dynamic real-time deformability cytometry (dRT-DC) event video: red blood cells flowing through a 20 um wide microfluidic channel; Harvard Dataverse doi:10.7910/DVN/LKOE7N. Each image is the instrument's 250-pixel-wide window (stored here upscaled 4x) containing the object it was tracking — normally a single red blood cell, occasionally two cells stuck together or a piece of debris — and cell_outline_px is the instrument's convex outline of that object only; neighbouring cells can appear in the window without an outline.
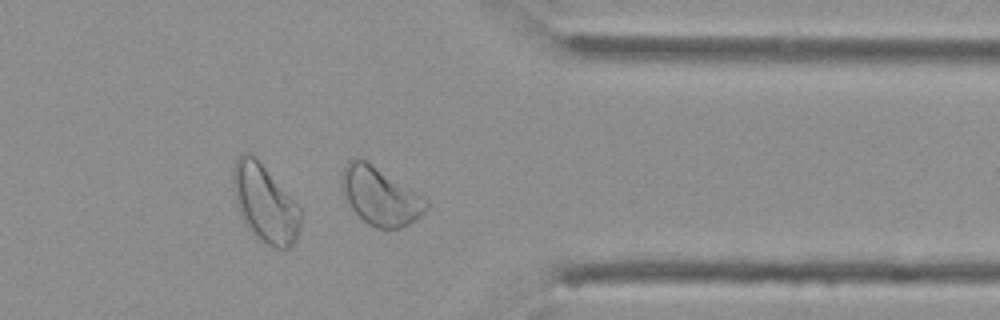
{"species": "Egyptian fruit bat (a non-hibernating species)", "species_latin": "Rousettus aegyptiacus", "temperature_condition": "cold", "stored_images_in_passage": 39, "camera_frame_rate_fps": 3000, "um_per_image_px": 0.085, "animal": {"sex": "female"}, "frame": {"image": 1, "passage_image": 28, "time_ms": 9.0, "image_size_px": [1000, 320], "cell_outline_px": [[428, 208], [420, 216], [408, 224], [400, 228], [376, 228], [368, 224], [352, 208], [340, 192], [340, 188], [344, 164], [348, 160], [356, 156], [364, 160], [424, 196], [428, 200]], "centroid_in_image_um": [32.29, 16.66], "position_along_channel_um": 379.1, "area_um2": 28.38}, "authors_computed_cell_mechanics": {"area_um2": 24.9118, "velocity_mm_per_s": 3.5791, "shape_relaxation_time_tau1_ms": null, "shape_relaxation_time_tau2_ms": 2.5953, "deformation_change_tau1": null, "deformation_change_tau2": 0.0803}}